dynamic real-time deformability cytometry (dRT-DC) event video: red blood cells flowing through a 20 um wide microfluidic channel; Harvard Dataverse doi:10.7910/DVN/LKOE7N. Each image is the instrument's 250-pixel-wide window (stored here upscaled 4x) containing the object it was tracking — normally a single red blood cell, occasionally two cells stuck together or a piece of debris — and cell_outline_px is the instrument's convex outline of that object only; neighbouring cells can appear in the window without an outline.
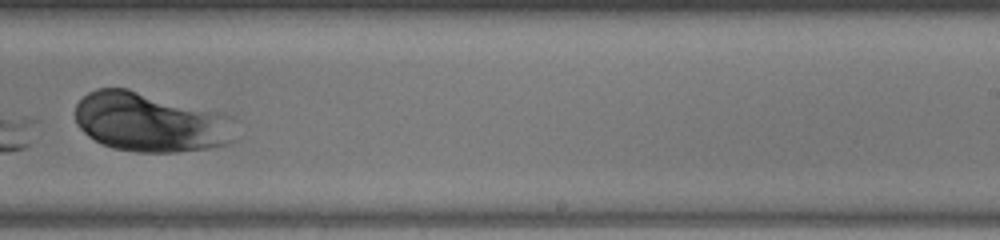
{"species": "human", "species_latin": "Homo sapiens", "temperature_condition": "warm", "stored_images_in_passage": 33, "camera_frame_rate_fps": 3000, "um_per_image_px": 0.085, "donor": {"sex": "female"}, "frame": {"image": 1, "passage_image": 18, "time_ms": 5.667, "image_size_px": [1000, 240], "cell_outline_px": [[236, 140], [228, 144], [208, 148], [176, 152], [136, 152], [112, 148], [88, 136], [76, 124], [76, 104], [88, 92], [96, 88], [128, 88], [224, 112], [236, 116]], "centroid_in_image_um": [12.88, 10.38], "position_along_channel_um": 276.1, "area_um2": 56.53}}